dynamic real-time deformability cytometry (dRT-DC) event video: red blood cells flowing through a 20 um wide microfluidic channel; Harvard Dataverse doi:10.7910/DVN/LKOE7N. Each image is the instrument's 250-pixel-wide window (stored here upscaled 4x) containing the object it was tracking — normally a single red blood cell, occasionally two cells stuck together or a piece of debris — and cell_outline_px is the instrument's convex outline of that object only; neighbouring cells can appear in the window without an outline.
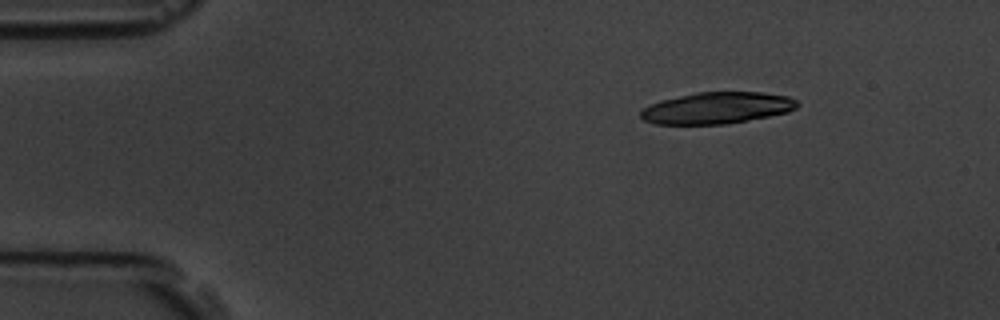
{"species": "common noctule bat (a hibernating species)", "species_latin": "Nyctalus noctula", "temperature_condition": "room temperature", "stored_images_in_passage": 5, "camera_frame_rate_fps": 3000, "um_per_image_px": 0.085, "animal": {"sex": "male", "body_mass_g": 19.5, "forearm_length_mm": 54.6}, "frame": {"image": 1, "passage_image": 2, "time_ms": 2.0, "image_size_px": [1000, 320], "cell_outline_px": [[800, 104], [796, 108], [788, 112], [748, 120], [724, 124], [656, 124], [644, 120], [640, 116], [640, 108], [660, 100], [696, 92], [760, 92], [788, 96], [796, 100]], "centroid_in_image_um": [60.91, 9.17], "position_along_channel_um": 24.1, "area_um2": 28.84}}